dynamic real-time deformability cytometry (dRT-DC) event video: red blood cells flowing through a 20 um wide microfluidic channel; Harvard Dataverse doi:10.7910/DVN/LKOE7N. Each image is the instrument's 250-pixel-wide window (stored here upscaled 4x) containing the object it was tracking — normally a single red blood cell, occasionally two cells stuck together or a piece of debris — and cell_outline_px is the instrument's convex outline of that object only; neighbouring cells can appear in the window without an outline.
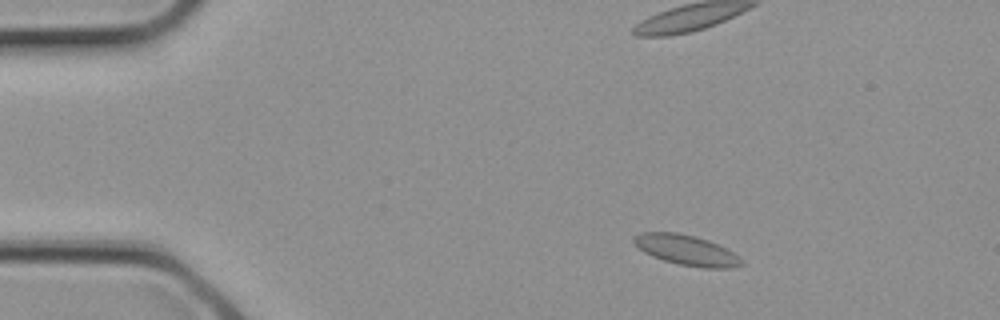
{"species": "common noctule bat (a hibernating species)", "species_latin": "Nyctalus noctula", "temperature_condition": "cold", "stored_images_in_passage": 4, "camera_frame_rate_fps": 3000, "um_per_image_px": 0.085, "animal": {"sex": "female", "body_mass_g": 21.9}, "frame": {"image": 1, "passage_image": 2, "time_ms": 0.333, "image_size_px": [1000, 320], "cell_outline_px": [[744, 264], [732, 268], [704, 268], [680, 264], [664, 260], [652, 256], [644, 252], [632, 240], [632, 236], [640, 232], [676, 232], [708, 240], [732, 252], [744, 260]], "centroid_in_image_um": [58.34, 21.26], "position_along_channel_um": 26.7, "area_um2": 18.79}}